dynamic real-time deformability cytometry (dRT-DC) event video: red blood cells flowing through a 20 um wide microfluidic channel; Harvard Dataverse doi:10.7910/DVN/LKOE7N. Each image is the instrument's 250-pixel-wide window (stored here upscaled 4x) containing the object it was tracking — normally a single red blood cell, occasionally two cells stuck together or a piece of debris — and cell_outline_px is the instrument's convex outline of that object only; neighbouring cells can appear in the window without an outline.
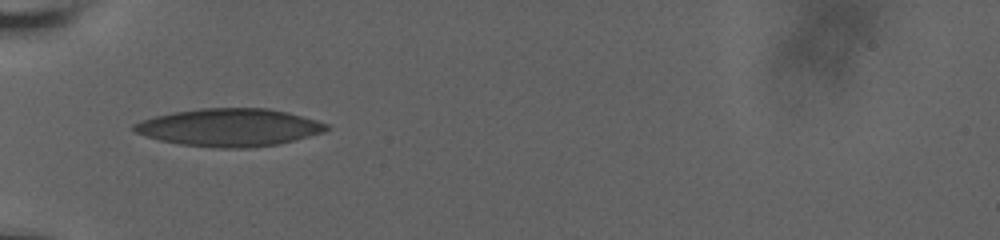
{"species": "human", "species_latin": "Homo sapiens", "temperature_condition": "room temperature", "stored_images_in_passage": 38, "camera_frame_rate_fps": 3000, "um_per_image_px": 0.085, "donor": {"sex": "male"}, "frame": {"image": 1, "passage_image": 1, "time_ms": 0.0, "image_size_px": [1000, 240], "cell_outline_px": [[328, 128], [324, 132], [280, 144], [248, 148], [220, 148], [180, 144], [160, 140], [144, 136], [136, 132], [132, 128], [132, 124], [156, 116], [172, 112], [200, 108], [268, 108], [288, 112], [316, 120], [328, 124]], "centroid_in_image_um": [19.5, 10.83], "position_along_channel_um": 65.5, "area_um2": 42.25}}
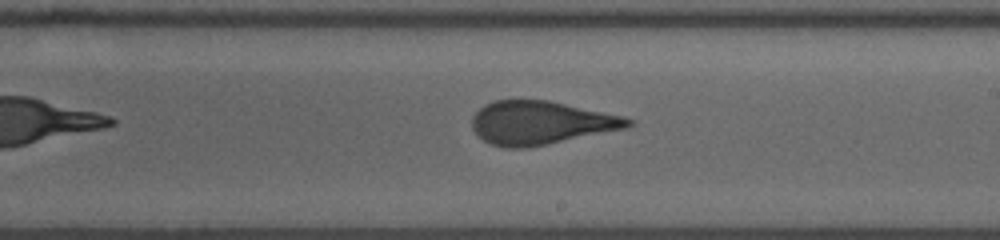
{"frame": {"image": 2, "passage_image": 16, "time_ms": 5.0, "image_size_px": [1000, 240], "cell_outline_px": [[636, 120], [628, 128], [528, 148], [504, 148], [492, 144], [484, 140], [472, 128], [472, 116], [484, 104], [496, 100], [548, 100], [624, 116]], "centroid_in_image_um": [45.99, 10.44], "position_along_channel_um": 243.0, "area_um2": 39.54}}
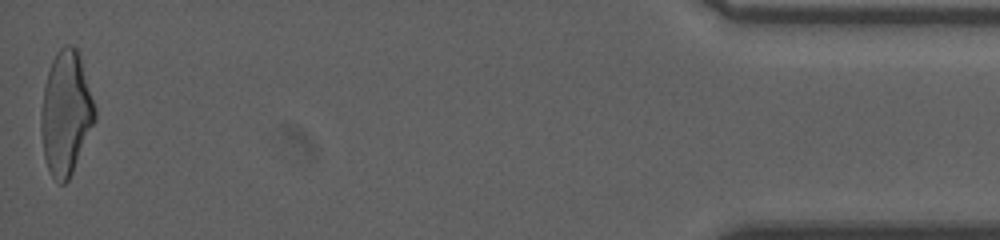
{"frame": {"image": 3, "passage_image": 38, "time_ms": 12.333, "image_size_px": [1000, 240], "cell_outline_px": [[96, 120], [72, 172], [68, 180], [64, 184], [60, 184], [52, 176], [48, 168], [44, 156], [40, 132], [40, 112], [44, 88], [48, 72], [52, 60], [56, 52], [64, 44], [72, 44], [76, 48], [80, 56], [96, 108]], "centroid_in_image_um": [5.59, 9.6], "position_along_channel_um": 429.6, "area_um2": 38.84}, "authors_computed_cell_mechanics": {"area_um2": 39.3329, "velocity_mm_per_s": 3.6667, "shape_relaxation_time_tau1_ms": 7.1651, "shape_relaxation_time_tau2_ms": 1.0493, "deformation_change_tau1": 0.2216, "deformation_change_tau2": 0.0993}}